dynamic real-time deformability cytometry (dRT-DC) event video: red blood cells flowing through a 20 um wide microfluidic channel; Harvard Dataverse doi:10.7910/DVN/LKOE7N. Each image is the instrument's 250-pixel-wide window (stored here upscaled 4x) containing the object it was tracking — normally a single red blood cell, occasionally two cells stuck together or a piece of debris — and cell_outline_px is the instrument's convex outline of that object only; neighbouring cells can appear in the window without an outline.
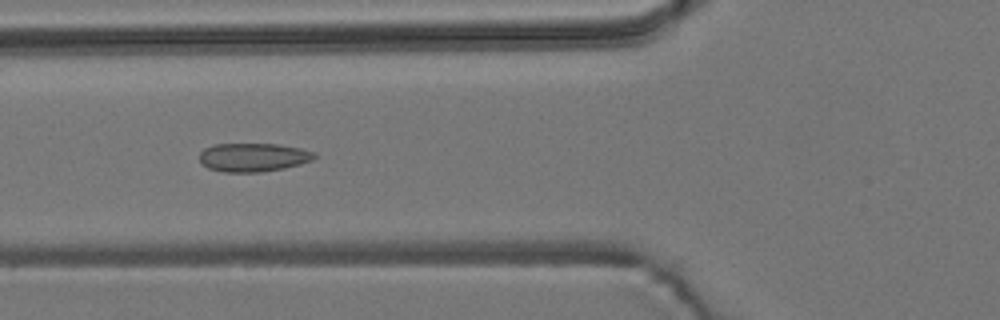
{"species": "common noctule bat (a hibernating species)", "species_latin": "Nyctalus noctula", "temperature_condition": "room temperature", "stored_images_in_passage": 5, "camera_frame_rate_fps": 3000, "um_per_image_px": 0.085, "animal": {"sex": "male", "body_mass_g": 19.2, "forearm_length_mm": 51.8}, "frame": {"image": 1, "passage_image": 5, "time_ms": 1.333, "image_size_px": [1000, 320], "cell_outline_px": [[316, 156], [312, 160], [300, 164], [284, 168], [260, 172], [224, 172], [208, 168], [200, 164], [200, 152], [204, 148], [216, 144], [276, 144], [300, 148], [316, 152]], "centroid_in_image_um": [21.51, 13.37], "position_along_channel_um": 104.3, "area_um2": 19.19}}